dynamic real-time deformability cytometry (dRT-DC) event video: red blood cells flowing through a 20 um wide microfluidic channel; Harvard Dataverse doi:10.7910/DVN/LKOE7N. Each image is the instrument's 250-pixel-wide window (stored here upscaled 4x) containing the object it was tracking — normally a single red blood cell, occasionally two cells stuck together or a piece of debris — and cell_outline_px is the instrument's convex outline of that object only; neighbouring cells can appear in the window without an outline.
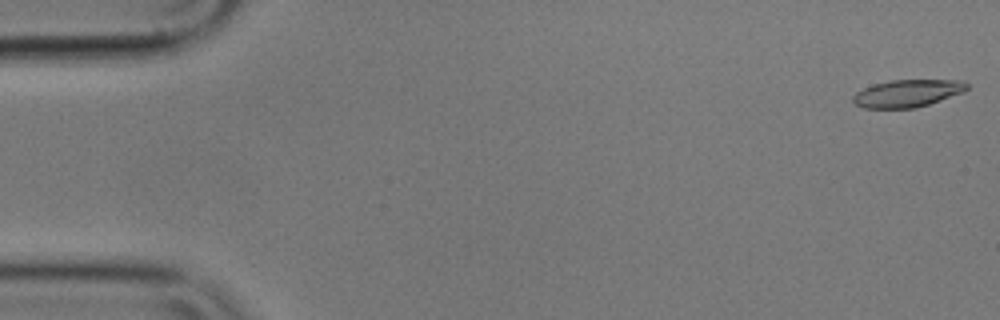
{"species": "common noctule bat (a hibernating species)", "species_latin": "Nyctalus noctula", "temperature_condition": "cold", "stored_images_in_passage": 57, "camera_frame_rate_fps": 3000, "um_per_image_px": 0.085, "animal": {"sex": "male", "body_mass_g": 17.9}, "frame": {"image": 1, "passage_image": 1, "time_ms": 0.0, "image_size_px": [1000, 320], "cell_outline_px": [[968, 88], [964, 92], [916, 108], [864, 108], [856, 104], [852, 100], [852, 96], [856, 92], [872, 84], [888, 80], [960, 80], [968, 84]], "centroid_in_image_um": [77.11, 7.93], "position_along_channel_um": 7.9, "area_um2": 18.21}}
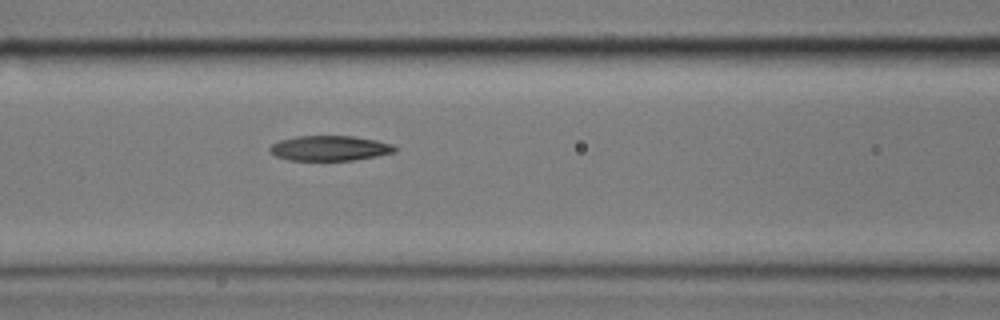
{"frame": {"image": 2, "passage_image": 23, "time_ms": 7.333, "image_size_px": [1000, 320], "cell_outline_px": [[396, 152], [376, 156], [352, 160], [288, 160], [276, 156], [268, 148], [272, 144], [280, 140], [296, 136], [352, 136], [376, 140], [392, 144], [396, 148]], "centroid_in_image_um": [28.02, 12.59], "position_along_channel_um": 138.6, "area_um2": 18.15}}
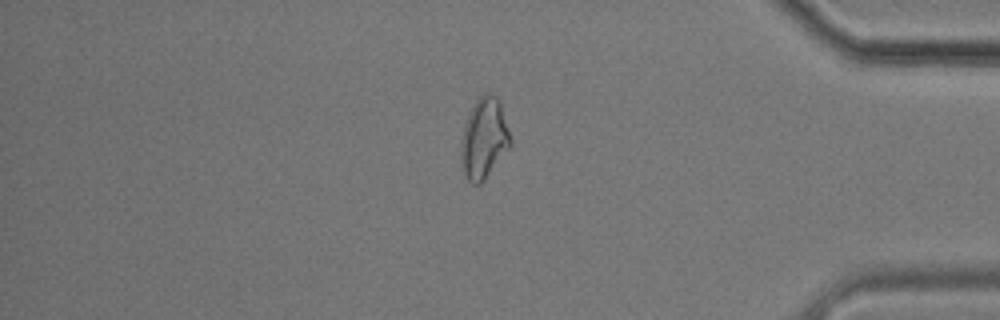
{"frame": {"image": 3, "passage_image": 47, "time_ms": 15.333, "image_size_px": [1000, 320], "cell_outline_px": [[512, 144], [484, 180], [480, 184], [472, 184], [464, 176], [460, 156], [460, 144], [464, 124], [476, 100], [484, 92], [488, 92], [496, 96], [500, 100], [512, 140]], "centroid_in_image_um": [41.14, 11.76], "position_along_channel_um": 394.1, "area_um2": 23.41}}